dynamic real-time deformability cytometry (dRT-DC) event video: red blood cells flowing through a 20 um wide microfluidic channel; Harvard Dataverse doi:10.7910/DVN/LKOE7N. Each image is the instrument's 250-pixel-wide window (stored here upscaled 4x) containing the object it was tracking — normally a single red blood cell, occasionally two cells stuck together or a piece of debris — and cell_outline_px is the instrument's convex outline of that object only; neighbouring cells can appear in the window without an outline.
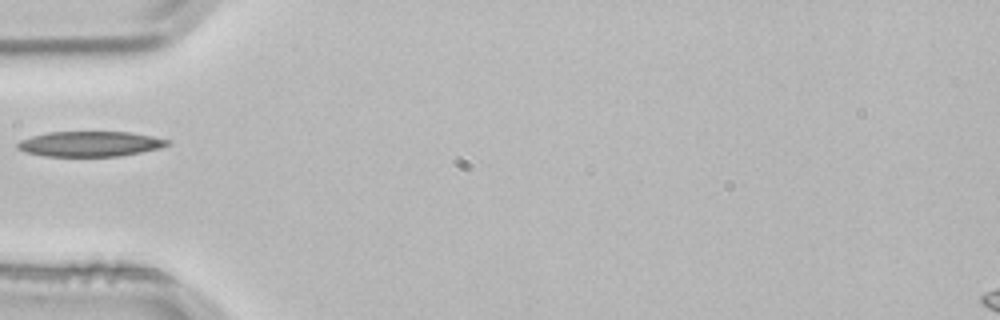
{"species": "common noctule bat (a hibernating species)", "species_latin": "Nyctalus noctula", "temperature_condition": "room temperature", "stored_images_in_passage": 3, "camera_frame_rate_fps": 3000, "um_per_image_px": 0.085, "animal": {"sex": "male", "body_mass_g": 21.5, "forearm_length_mm": 52.0}, "frame": {"image": 1, "passage_image": 3, "time_ms": 0.667, "image_size_px": [1000, 320], "cell_outline_px": [[168, 144], [160, 148], [120, 156], [44, 156], [24, 152], [16, 148], [16, 144], [20, 140], [32, 136], [48, 132], [132, 132], [152, 136], [168, 140]], "centroid_in_image_um": [7.6, 12.23], "position_along_channel_um": 77.4, "area_um2": 21.96}}